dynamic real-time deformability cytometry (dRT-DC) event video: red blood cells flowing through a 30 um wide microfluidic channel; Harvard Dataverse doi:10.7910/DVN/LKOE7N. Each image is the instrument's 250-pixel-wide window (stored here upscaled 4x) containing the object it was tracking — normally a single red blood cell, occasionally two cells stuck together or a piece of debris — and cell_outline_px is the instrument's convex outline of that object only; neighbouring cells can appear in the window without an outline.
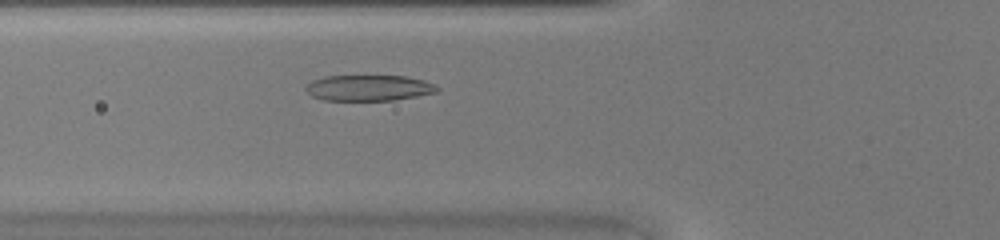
{"species": "common noctule bat (a hibernating species)", "species_latin": "Nyctalus noctula", "temperature_condition": "warm", "stored_images_in_passage": 35, "camera_frame_rate_fps": 3000, "um_per_image_px": 0.085, "animal": {"sex": "female", "body_mass_g": 20.0, "forearm_length_mm": 54.0}, "frame": {"image": 1, "passage_image": 7, "time_ms": 2.0, "image_size_px": [1000, 240], "cell_outline_px": [[440, 88], [436, 92], [396, 100], [324, 100], [312, 96], [304, 88], [312, 80], [324, 76], [408, 76], [424, 80], [436, 84]], "centroid_in_image_um": [31.37, 7.46], "position_along_channel_um": 94.4, "area_um2": 19.83}}
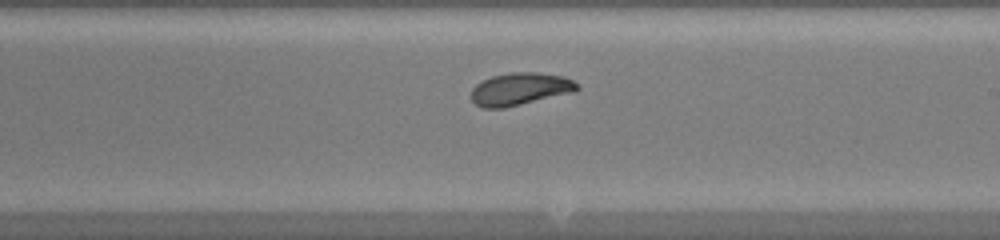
{"frame": {"image": 2, "passage_image": 17, "time_ms": 5.333, "image_size_px": [1000, 240], "cell_outline_px": [[580, 88], [576, 92], [504, 108], [484, 108], [476, 104], [472, 100], [472, 88], [476, 84], [492, 76], [512, 72], [536, 72], [564, 76], [580, 84]], "centroid_in_image_um": [44.26, 7.56], "position_along_channel_um": 244.7, "area_um2": 20.17}}
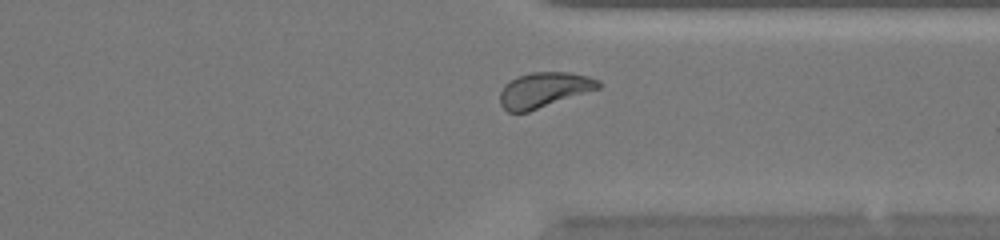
{"frame": {"image": 3, "passage_image": 25, "time_ms": 8.0, "image_size_px": [1000, 240], "cell_outline_px": [[600, 88], [528, 112], [508, 112], [500, 104], [500, 92], [504, 84], [516, 76], [532, 72], [568, 72], [588, 76], [600, 80]], "centroid_in_image_um": [46.22, 7.63], "position_along_channel_um": 365.2, "area_um2": 20.23}}